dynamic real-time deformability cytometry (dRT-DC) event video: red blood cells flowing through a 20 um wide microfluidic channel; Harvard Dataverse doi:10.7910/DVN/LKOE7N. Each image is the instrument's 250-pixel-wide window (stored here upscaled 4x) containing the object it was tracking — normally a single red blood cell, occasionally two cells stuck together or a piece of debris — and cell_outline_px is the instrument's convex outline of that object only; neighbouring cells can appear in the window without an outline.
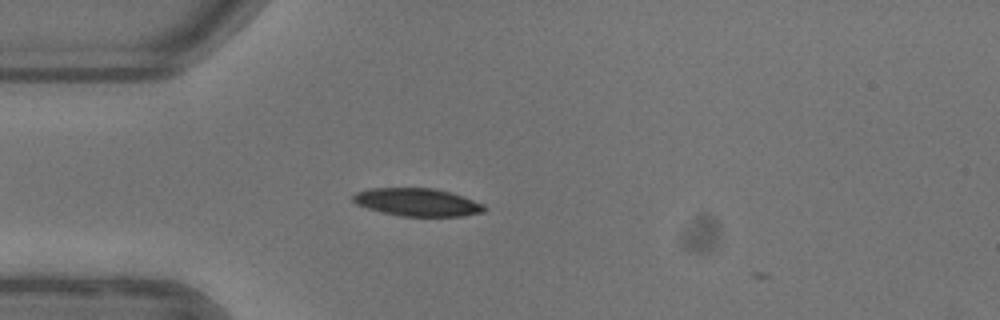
{"species": "common noctule bat (a hibernating species)", "species_latin": "Nyctalus noctula", "temperature_condition": "warm", "stored_images_in_passage": 4, "camera_frame_rate_fps": 3000, "um_per_image_px": 0.085, "animal": {"sex": "female"}, "frame": {"image": 1, "passage_image": 3, "time_ms": 0.667, "image_size_px": [1000, 320], "cell_outline_px": [[488, 208], [484, 212], [460, 216], [400, 216], [368, 208], [356, 204], [352, 200], [352, 196], [356, 192], [368, 188], [432, 188], [448, 192], [484, 204]], "centroid_in_image_um": [35.45, 17.19], "position_along_channel_um": 49.5, "area_um2": 21.1}}